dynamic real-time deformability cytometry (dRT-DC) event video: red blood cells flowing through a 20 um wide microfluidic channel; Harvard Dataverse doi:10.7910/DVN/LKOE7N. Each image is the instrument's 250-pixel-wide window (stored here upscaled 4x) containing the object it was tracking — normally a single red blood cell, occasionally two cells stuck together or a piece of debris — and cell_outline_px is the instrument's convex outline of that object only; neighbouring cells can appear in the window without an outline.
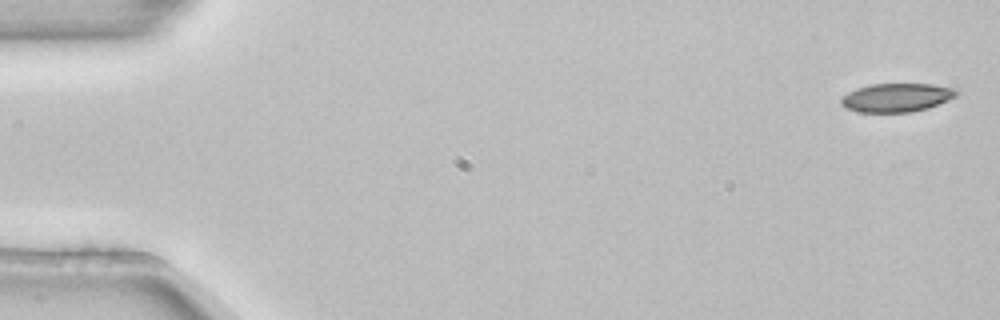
{"species": "common noctule bat (a hibernating species)", "species_latin": "Nyctalus noctula", "temperature_condition": "room temperature", "stored_images_in_passage": 6, "camera_frame_rate_fps": 3000, "um_per_image_px": 0.085, "animal": {"sex": "female", "body_mass_g": 22.7, "forearm_length_mm": 54.2}, "frame": {"image": 1, "passage_image": 1, "time_ms": 0.0, "image_size_px": [1000, 320], "cell_outline_px": [[956, 96], [948, 100], [928, 108], [912, 112], [860, 112], [848, 108], [840, 104], [840, 100], [848, 92], [856, 88], [872, 84], [932, 84], [952, 88], [956, 92]], "centroid_in_image_um": [76.19, 8.29], "position_along_channel_um": 8.8, "area_um2": 19.02}}
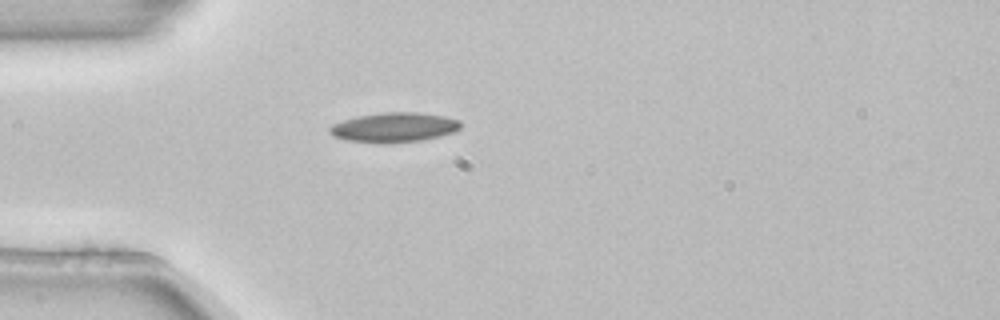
{"frame": {"image": 2, "passage_image": 5, "time_ms": 1.333, "image_size_px": [1000, 320], "cell_outline_px": [[460, 128], [456, 132], [420, 140], [348, 140], [336, 136], [328, 132], [328, 128], [332, 124], [356, 116], [380, 112], [416, 112], [444, 116], [460, 120]], "centroid_in_image_um": [33.54, 10.76], "position_along_channel_um": 51.5, "area_um2": 21.62}}